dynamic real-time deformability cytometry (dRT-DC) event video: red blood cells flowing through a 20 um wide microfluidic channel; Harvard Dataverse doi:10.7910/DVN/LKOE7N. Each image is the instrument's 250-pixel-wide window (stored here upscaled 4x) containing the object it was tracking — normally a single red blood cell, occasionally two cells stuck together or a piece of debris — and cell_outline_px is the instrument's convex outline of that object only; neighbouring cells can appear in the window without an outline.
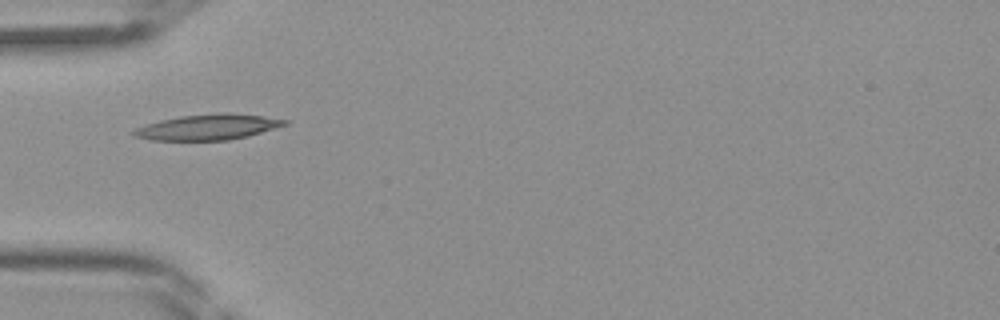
{"species": "Egyptian fruit bat (a non-hibernating species)", "species_latin": "Rousettus aegyptiacus", "temperature_condition": "room temperature", "stored_images_in_passage": 31, "camera_frame_rate_fps": 3000, "um_per_image_px": 0.085, "frame": {"image": 1, "passage_image": 1, "time_ms": 0.0, "image_size_px": [1000, 320], "cell_outline_px": [[288, 124], [248, 136], [228, 140], [152, 140], [132, 136], [132, 132], [136, 128], [144, 124], [160, 120], [180, 116], [220, 112], [264, 116], [288, 120]], "centroid_in_image_um": [17.65, 10.8], "position_along_channel_um": 67.4, "area_um2": 22.48}}
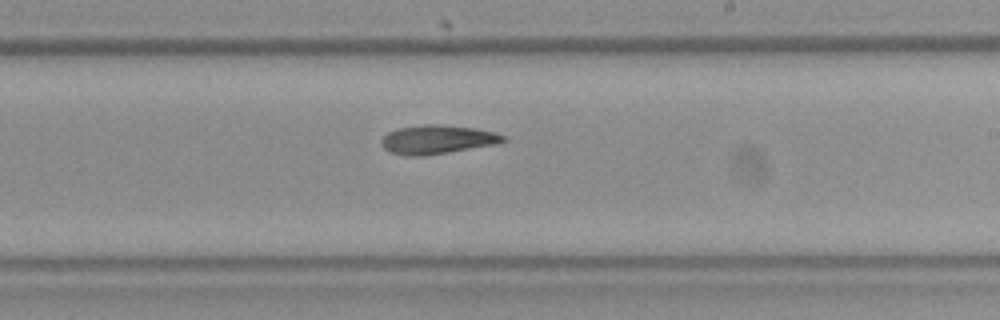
{"frame": {"image": 2, "passage_image": 13, "time_ms": 4.0, "image_size_px": [1000, 320], "cell_outline_px": [[508, 140], [496, 144], [448, 152], [420, 156], [408, 156], [392, 152], [384, 148], [380, 144], [380, 140], [388, 132], [396, 128], [424, 124], [436, 124], [476, 128], [496, 132], [504, 136]], "centroid_in_image_um": [37.16, 11.84], "position_along_channel_um": 251.8, "area_um2": 20.46}}
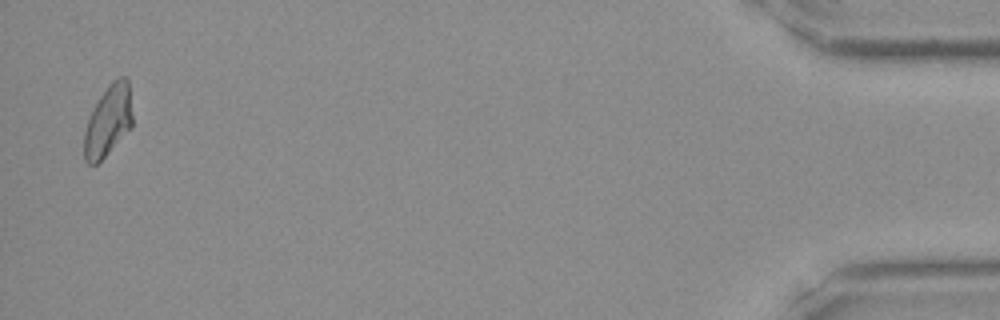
{"frame": {"image": 3, "passage_image": 30, "time_ms": 9.667, "image_size_px": [1000, 320], "cell_outline_px": [[132, 128], [96, 164], [88, 164], [84, 160], [84, 132], [88, 120], [100, 96], [112, 80], [120, 76], [128, 76], [132, 116]], "centroid_in_image_um": [9.21, 10.25], "position_along_channel_um": 426.0, "area_um2": 19.83}}